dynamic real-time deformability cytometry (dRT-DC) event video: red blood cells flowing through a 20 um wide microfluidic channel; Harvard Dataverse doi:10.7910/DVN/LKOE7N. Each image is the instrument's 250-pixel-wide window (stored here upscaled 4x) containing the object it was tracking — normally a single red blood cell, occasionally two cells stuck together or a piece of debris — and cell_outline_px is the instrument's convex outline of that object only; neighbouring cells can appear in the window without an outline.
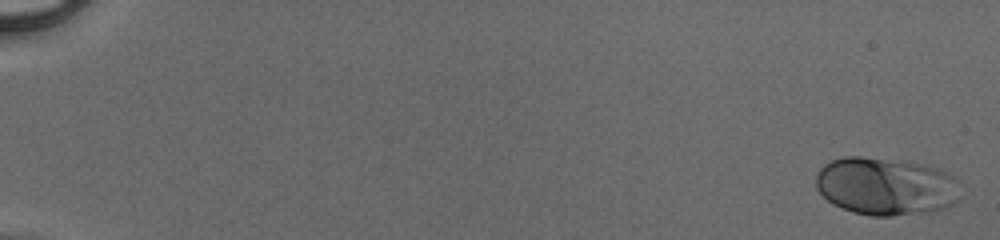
{"species": "human", "species_latin": "Homo sapiens", "temperature_condition": "cold", "stored_images_in_passage": 49, "camera_frame_rate_fps": 3000, "um_per_image_px": 0.085, "donor": {"sex": "male"}, "frame": {"image": 1, "passage_image": 1, "time_ms": 0.0, "image_size_px": [1000, 240], "cell_outline_px": [[960, 200], [944, 208], [928, 212], [888, 216], [872, 216], [856, 212], [832, 204], [816, 188], [816, 172], [824, 164], [832, 160], [844, 156], [860, 156], [924, 164], [940, 168], [952, 176], [956, 180]], "centroid_in_image_um": [75.28, 15.83], "position_along_channel_um": 9.7, "area_um2": 48.61}}
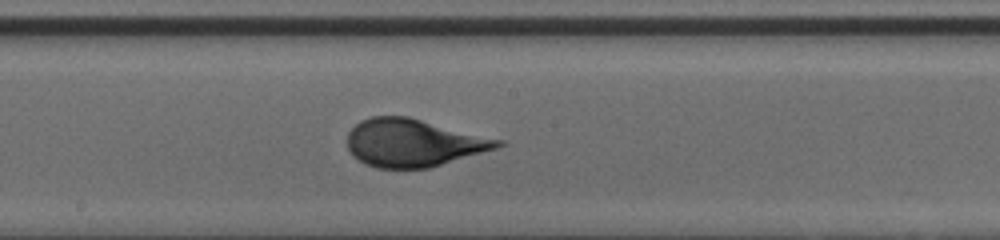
{"frame": {"image": 2, "passage_image": 29, "time_ms": 9.333, "image_size_px": [1000, 240], "cell_outline_px": [[504, 144], [496, 148], [428, 168], [376, 168], [364, 164], [352, 156], [348, 148], [348, 132], [360, 120], [372, 116], [408, 116], [504, 140]], "centroid_in_image_um": [35.11, 12.13], "position_along_channel_um": 213.1, "area_um2": 41.73}}
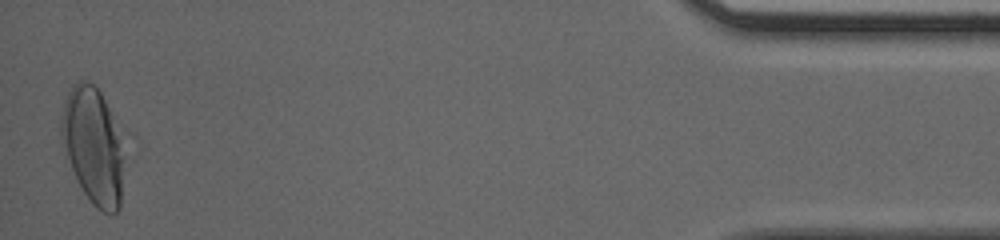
{"frame": {"image": 3, "passage_image": 49, "time_ms": 16.0, "image_size_px": [1000, 240], "cell_outline_px": [[120, 208], [112, 216], [96, 208], [92, 204], [84, 192], [72, 168], [60, 136], [60, 120], [64, 104], [68, 92], [80, 80], [84, 80], [92, 84], [100, 92], [112, 116], [120, 156]], "centroid_in_image_um": [7.84, 12.4], "position_along_channel_um": 427.4, "area_um2": 40.4}}